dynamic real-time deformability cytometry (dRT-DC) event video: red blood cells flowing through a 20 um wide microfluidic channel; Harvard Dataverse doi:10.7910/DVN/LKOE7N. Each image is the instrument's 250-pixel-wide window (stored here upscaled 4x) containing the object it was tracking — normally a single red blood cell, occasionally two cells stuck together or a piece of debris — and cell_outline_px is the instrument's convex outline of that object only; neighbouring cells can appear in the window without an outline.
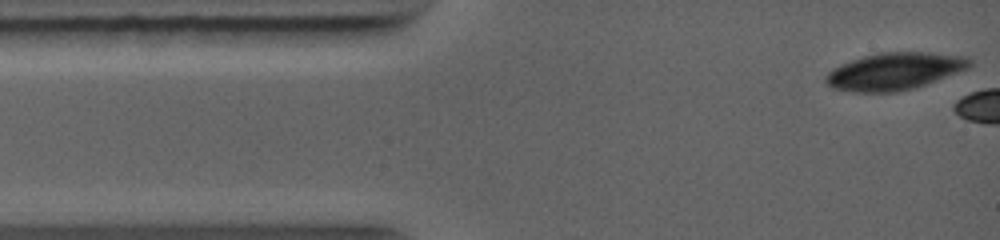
{"species": "common noctule bat (a hibernating species)", "species_latin": "Nyctalus noctula", "temperature_condition": "warm", "stored_images_in_passage": 3, "camera_frame_rate_fps": 5000, "um_per_image_px": 0.085, "animal": {"sex": "female", "body_mass_g": 19.0, "forearm_length_mm": 56.7}, "frame": {"image": 1, "passage_image": 1, "time_ms": 0.0, "image_size_px": [1000, 240], "cell_outline_px": [[972, 64], [964, 68], [924, 84], [912, 88], [896, 92], [860, 92], [832, 88], [824, 80], [824, 76], [832, 68], [840, 64], [876, 52], [928, 52], [968, 56], [972, 60]], "centroid_in_image_um": [75.96, 6.04], "position_along_channel_um": 9.0, "area_um2": 30.75}}